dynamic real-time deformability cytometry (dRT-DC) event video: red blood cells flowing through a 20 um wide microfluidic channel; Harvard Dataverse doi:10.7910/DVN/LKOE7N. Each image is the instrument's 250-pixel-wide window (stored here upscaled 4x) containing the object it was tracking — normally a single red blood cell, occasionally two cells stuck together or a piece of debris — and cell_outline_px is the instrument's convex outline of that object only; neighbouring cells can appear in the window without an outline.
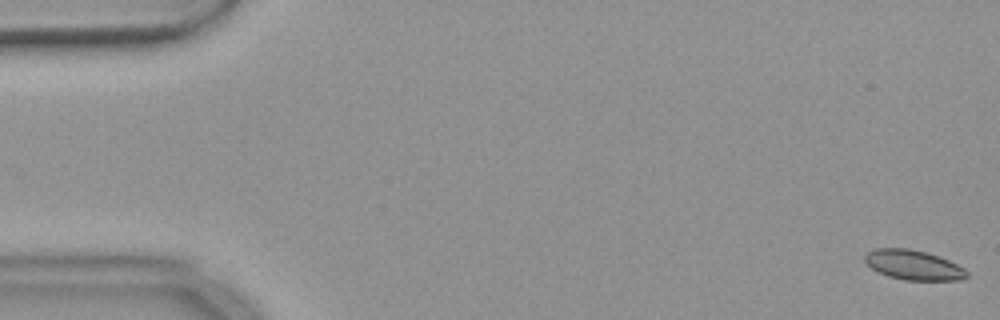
{"species": "common noctule bat (a hibernating species)", "species_latin": "Nyctalus noctula", "temperature_condition": "warm", "stored_images_in_passage": 55, "camera_frame_rate_fps": 3000, "um_per_image_px": 0.085, "animal": {"sex": "female", "body_mass_g": 18.4}, "frame": {"image": 1, "passage_image": 1, "time_ms": 0.0, "image_size_px": [1000, 320], "cell_outline_px": [[968, 276], [960, 280], [904, 280], [888, 276], [872, 268], [864, 260], [864, 256], [872, 248], [908, 248], [924, 252], [948, 260], [964, 268], [968, 272]], "centroid_in_image_um": [77.63, 22.52], "position_along_channel_um": 7.4, "area_um2": 17.51}}
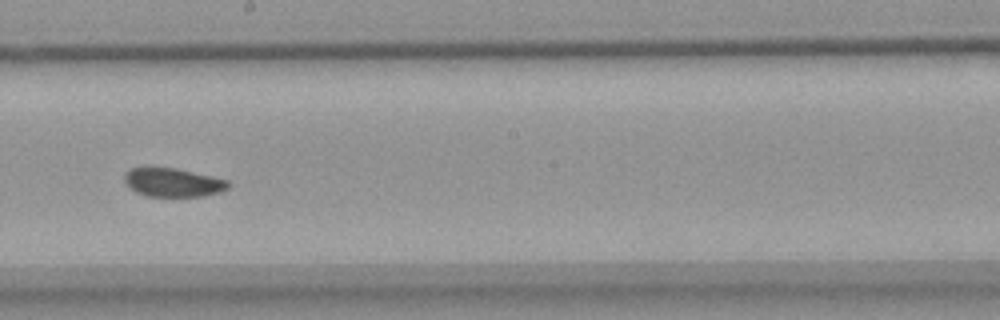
{"frame": {"image": 2, "passage_image": 31, "time_ms": 10.0, "image_size_px": [1000, 320], "cell_outline_px": [[232, 184], [228, 188], [220, 192], [204, 196], [148, 196], [136, 192], [124, 180], [124, 176], [132, 168], [148, 164], [176, 168], [228, 180]], "centroid_in_image_um": [14.7, 15.47], "position_along_channel_um": 233.5, "area_um2": 17.69}}
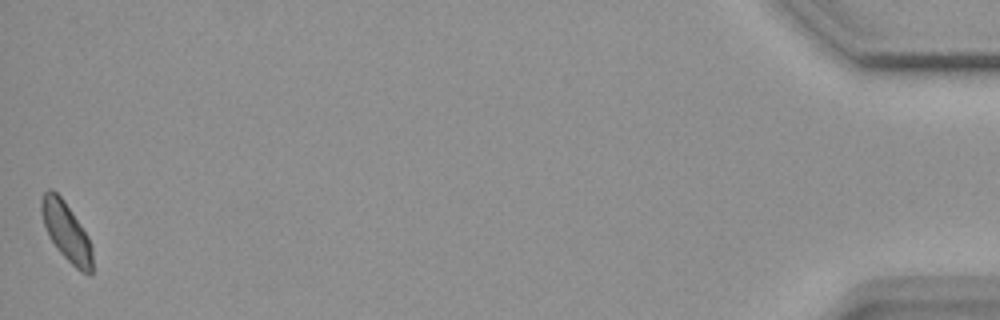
{"frame": {"image": 3, "passage_image": 55, "time_ms": 18.0, "image_size_px": [1000, 320], "cell_outline_px": [[92, 272], [88, 276], [80, 272], [56, 248], [48, 236], [44, 224], [40, 208], [40, 200], [44, 192], [48, 188], [52, 188], [64, 200], [88, 236], [92, 248]], "centroid_in_image_um": [5.63, 19.68], "position_along_channel_um": 429.6, "area_um2": 17.51}, "authors_computed_cell_mechanics": {"area_um2": 18.1492, "velocity_mm_per_s": 3.6655, "shape_relaxation_time_tau1_ms": 3.9905, "shape_relaxation_time_tau2_ms": 1.5352, "deformation_change_tau1": 0.0622, "deformation_change_tau2": 0.0536}}